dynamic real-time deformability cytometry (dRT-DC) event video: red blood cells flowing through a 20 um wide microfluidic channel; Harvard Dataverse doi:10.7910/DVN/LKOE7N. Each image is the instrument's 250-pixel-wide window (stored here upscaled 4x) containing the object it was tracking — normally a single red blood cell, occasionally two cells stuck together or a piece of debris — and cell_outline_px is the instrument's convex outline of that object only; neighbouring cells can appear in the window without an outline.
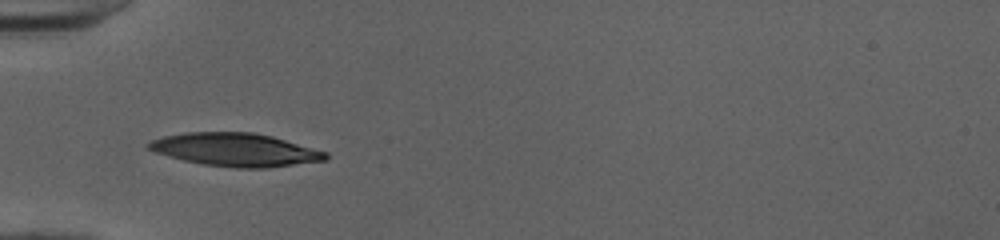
{"species": "human", "species_latin": "Homo sapiens", "temperature_condition": "cold", "stored_images_in_passage": 35, "camera_frame_rate_fps": 3000, "um_per_image_px": 0.085, "donor": {"sex": "female"}, "frame": {"image": 1, "passage_image": 1, "time_ms": 0.0, "image_size_px": [1000, 240], "cell_outline_px": [[328, 160], [268, 168], [236, 168], [204, 164], [184, 160], [156, 152], [148, 148], [144, 144], [152, 140], [164, 136], [184, 132], [252, 132], [272, 136], [328, 152]], "centroid_in_image_um": [20.04, 12.72], "position_along_channel_um": 65.0, "area_um2": 34.16}}
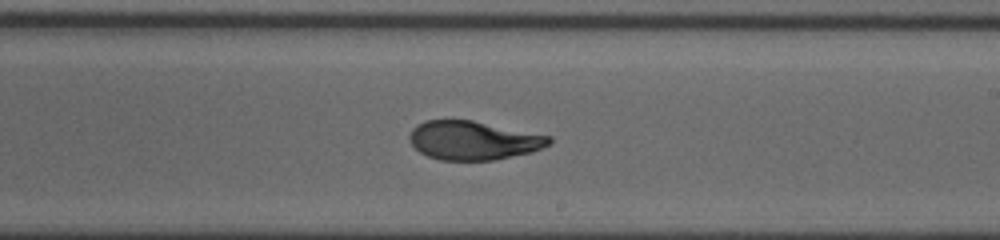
{"frame": {"image": 2, "passage_image": 15, "time_ms": 4.667, "image_size_px": [1000, 240], "cell_outline_px": [[552, 144], [532, 152], [496, 160], [440, 160], [428, 156], [420, 152], [412, 144], [408, 136], [412, 128], [416, 124], [424, 120], [472, 120], [552, 136]], "centroid_in_image_um": [40.25, 11.93], "position_along_channel_um": 248.7, "area_um2": 31.79}}
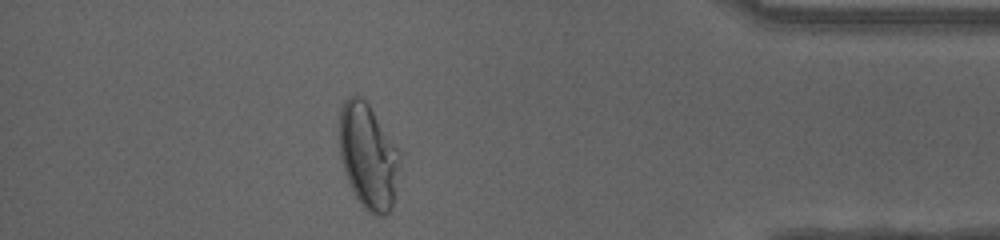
{"frame": {"image": 3, "passage_image": 29, "time_ms": 9.333, "image_size_px": [1000, 240], "cell_outline_px": [[404, 152], [392, 208], [384, 216], [376, 216], [368, 212], [360, 204], [344, 172], [340, 160], [340, 108], [344, 100], [352, 92], [356, 92], [368, 104]], "centroid_in_image_um": [31.35, 13.25], "position_along_channel_um": 403.8, "area_um2": 38.26}, "authors_computed_cell_mechanics": {"area_um2": 33.0616, "velocity_mm_per_s": 4.0239, "shape_relaxation_time_tau1_ms": null, "shape_relaxation_time_tau2_ms": 1.2295, "deformation_change_tau1": null, "deformation_change_tau2": 0.0725}}